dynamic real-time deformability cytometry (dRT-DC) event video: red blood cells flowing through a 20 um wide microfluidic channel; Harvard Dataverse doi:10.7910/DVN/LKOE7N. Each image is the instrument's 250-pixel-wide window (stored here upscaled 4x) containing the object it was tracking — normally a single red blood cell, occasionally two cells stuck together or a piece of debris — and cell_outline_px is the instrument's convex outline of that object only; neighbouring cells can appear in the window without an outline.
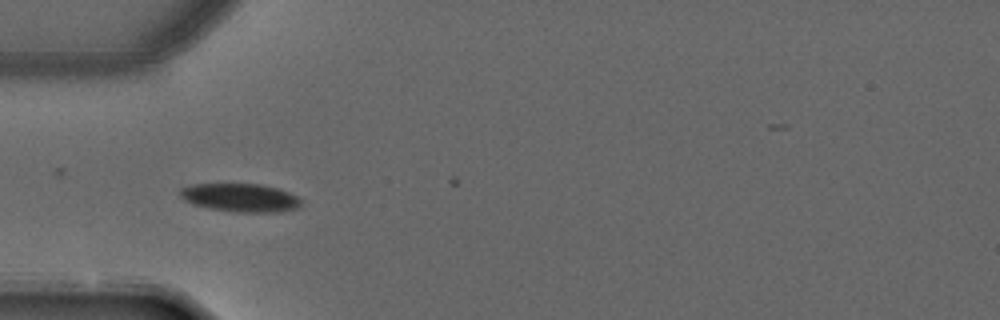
{"species": "common noctule bat (a hibernating species)", "species_latin": "Nyctalus noctula", "temperature_condition": "warm", "stored_images_in_passage": 8, "camera_frame_rate_fps": 3000, "um_per_image_px": 0.085, "animal": {"sex": "male", "forearm_length_mm": 52.5}, "frame": {"image": 1, "passage_image": 4, "time_ms": 1.0, "image_size_px": [1000, 320], "cell_outline_px": [[300, 208], [280, 212], [236, 212], [212, 208], [192, 204], [184, 200], [180, 196], [180, 188], [192, 184], [260, 184], [280, 188], [296, 196], [300, 200]], "centroid_in_image_um": [20.44, 16.8], "position_along_channel_um": 64.6, "area_um2": 20.0}}
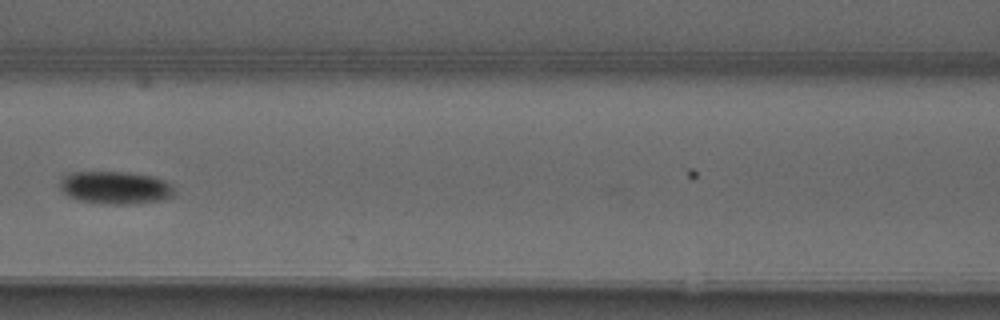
{"frame": {"image": 2, "passage_image": 6, "time_ms": 1.667, "image_size_px": [1000, 320], "cell_outline_px": [[176, 192], [172, 196], [164, 200], [128, 204], [104, 204], [80, 200], [68, 196], [60, 188], [60, 176], [72, 172], [128, 172], [156, 176], [172, 184], [176, 188]], "centroid_in_image_um": [9.84, 15.94], "position_along_channel_um": 156.8, "area_um2": 22.2}}
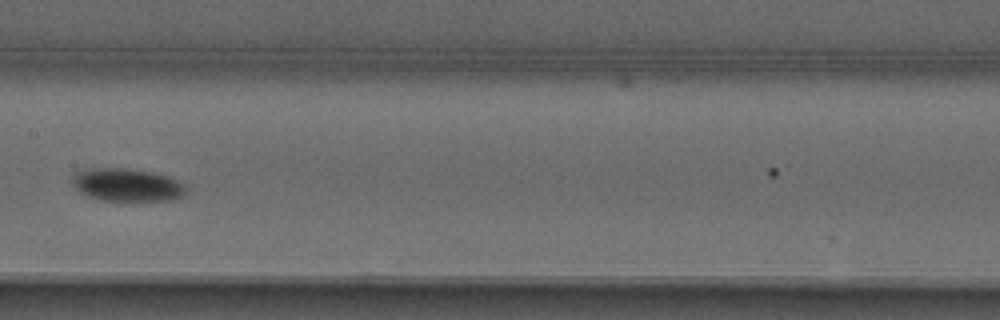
{"frame": {"image": 3, "passage_image": 7, "time_ms": 2.0, "image_size_px": [1000, 320], "cell_outline_px": [[188, 192], [184, 196], [172, 200], [120, 204], [100, 200], [88, 196], [80, 192], [72, 184], [72, 176], [76, 172], [88, 168], [128, 168], [152, 172], [168, 176], [176, 180], [188, 188]], "centroid_in_image_um": [10.82, 15.77], "position_along_channel_um": 196.6, "area_um2": 22.95}}